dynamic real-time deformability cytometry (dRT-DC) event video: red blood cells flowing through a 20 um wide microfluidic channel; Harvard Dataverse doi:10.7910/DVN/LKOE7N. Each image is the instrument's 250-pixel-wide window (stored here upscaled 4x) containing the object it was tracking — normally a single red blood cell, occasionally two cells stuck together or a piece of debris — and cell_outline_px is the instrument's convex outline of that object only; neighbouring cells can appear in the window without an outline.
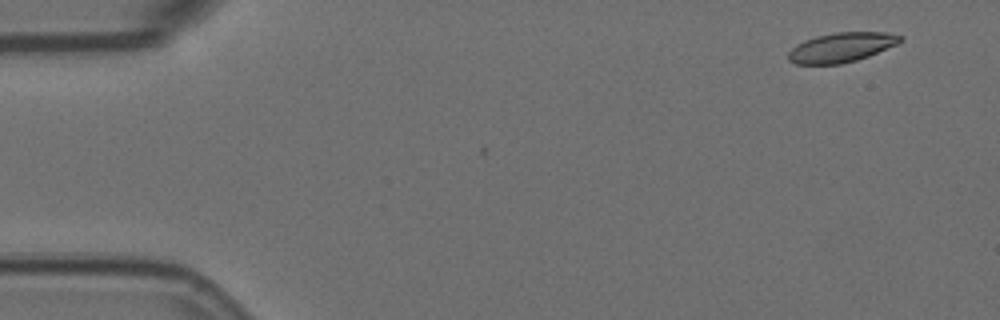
{"species": "Egyptian fruit bat (a non-hibernating species)", "species_latin": "Rousettus aegyptiacus", "temperature_condition": "room temperature", "stored_images_in_passage": 3, "camera_frame_rate_fps": 3000, "um_per_image_px": 0.085, "animal": {"sex": "female"}, "frame": {"image": 1, "passage_image": 3, "time_ms": 0.667, "image_size_px": [1000, 320], "cell_outline_px": [[904, 40], [896, 44], [868, 56], [856, 60], [840, 64], [796, 64], [788, 60], [788, 52], [796, 44], [804, 40], [816, 36], [836, 32], [888, 32], [904, 36]], "centroid_in_image_um": [71.52, 4.02], "position_along_channel_um": 13.5, "area_um2": 19.31}}